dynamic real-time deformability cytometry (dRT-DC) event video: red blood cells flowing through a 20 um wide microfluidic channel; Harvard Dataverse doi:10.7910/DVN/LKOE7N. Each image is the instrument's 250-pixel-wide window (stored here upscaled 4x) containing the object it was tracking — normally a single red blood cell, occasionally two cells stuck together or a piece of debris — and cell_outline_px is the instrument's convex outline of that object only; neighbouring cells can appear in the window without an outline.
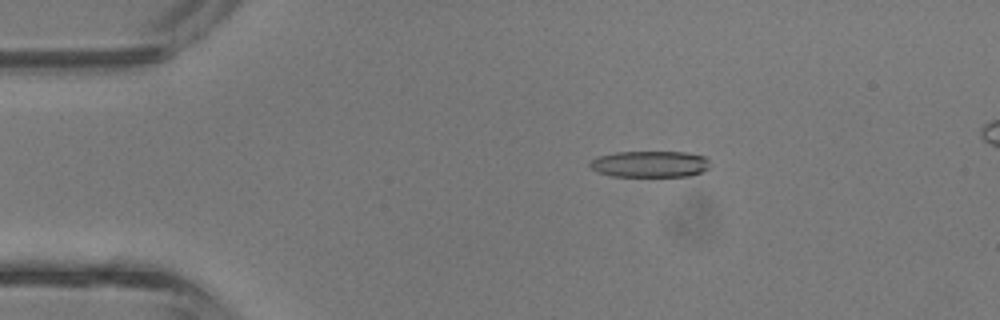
{"species": "common noctule bat (a hibernating species)", "species_latin": "Nyctalus noctula", "temperature_condition": "room temperature", "stored_images_in_passage": 10, "camera_frame_rate_fps": 3000, "um_per_image_px": 0.085, "animal": {"sex": "male", "body_mass_g": 13.3}, "frame": {"image": 1, "passage_image": 7, "time_ms": 2.0, "image_size_px": [1000, 320], "cell_outline_px": [[708, 168], [704, 172], [688, 176], [612, 176], [596, 172], [588, 164], [596, 156], [616, 152], [688, 152], [704, 156], [708, 160]], "centroid_in_image_um": [55.23, 13.94], "position_along_channel_um": 29.8, "area_um2": 18.55}}